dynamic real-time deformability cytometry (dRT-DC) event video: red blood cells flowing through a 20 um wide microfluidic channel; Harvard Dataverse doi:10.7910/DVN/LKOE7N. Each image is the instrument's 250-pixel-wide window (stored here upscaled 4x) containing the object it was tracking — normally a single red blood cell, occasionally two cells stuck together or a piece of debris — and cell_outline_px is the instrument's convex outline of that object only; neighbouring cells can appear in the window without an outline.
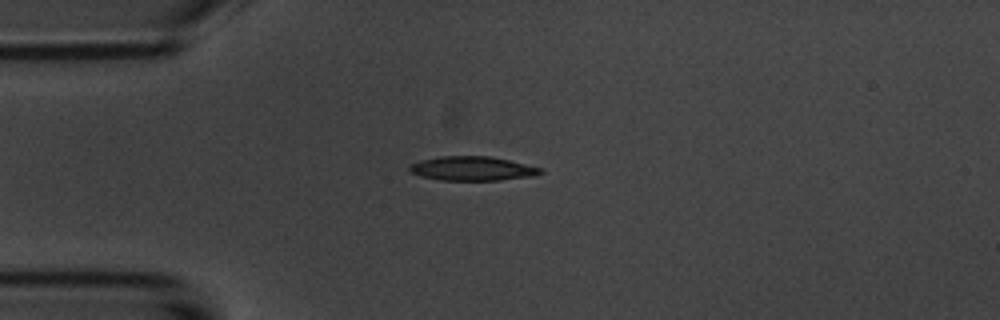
{"species": "common noctule bat (a hibernating species)", "species_latin": "Nyctalus noctula", "temperature_condition": "room temperature", "stored_images_in_passage": 1, "camera_frame_rate_fps": 3000, "um_per_image_px": 0.085, "animal": {"sex": "male", "body_mass_g": 20.1, "forearm_length_mm": 53.5}, "frame": {"image": 1, "passage_image": 1, "time_ms": 0.0, "image_size_px": [1000, 320], "cell_outline_px": [[544, 172], [536, 176], [500, 180], [440, 180], [420, 176], [412, 172], [408, 168], [408, 164], [420, 160], [440, 156], [488, 156], [508, 160], [544, 168]], "centroid_in_image_um": [40.17, 14.33], "position_along_channel_um": 44.8, "area_um2": 18.61}}